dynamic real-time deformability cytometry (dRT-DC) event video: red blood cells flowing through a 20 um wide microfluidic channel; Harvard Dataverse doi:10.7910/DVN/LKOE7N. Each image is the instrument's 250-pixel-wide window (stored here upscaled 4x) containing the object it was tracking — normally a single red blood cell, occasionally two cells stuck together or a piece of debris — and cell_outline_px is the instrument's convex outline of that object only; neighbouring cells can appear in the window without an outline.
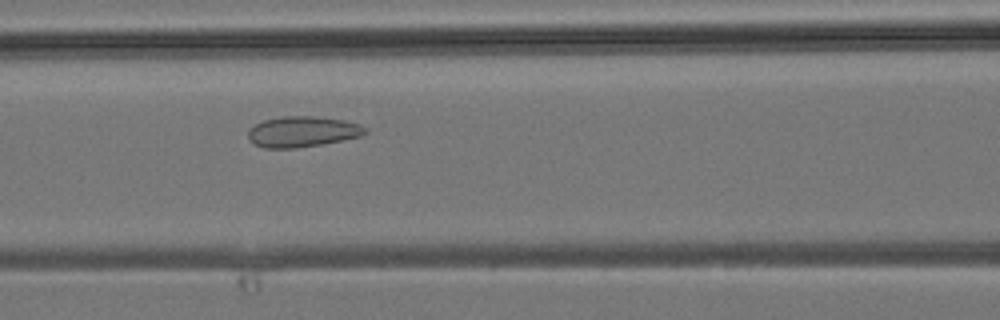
{"species": "common noctule bat (a hibernating species)", "species_latin": "Nyctalus noctula", "temperature_condition": "room temperature", "stored_images_in_passage": 32, "camera_frame_rate_fps": 3000, "um_per_image_px": 0.085, "animal": {"sex": "male", "body_mass_g": 19.2, "forearm_length_mm": 51.8}, "frame": {"image": 1, "passage_image": 8, "time_ms": 2.333, "image_size_px": [1000, 320], "cell_outline_px": [[368, 132], [360, 136], [320, 144], [296, 148], [264, 148], [256, 144], [248, 136], [248, 128], [264, 120], [284, 116], [312, 116], [344, 120], [360, 124], [368, 128]], "centroid_in_image_um": [25.72, 11.18], "position_along_channel_um": 140.9, "area_um2": 20.75}}
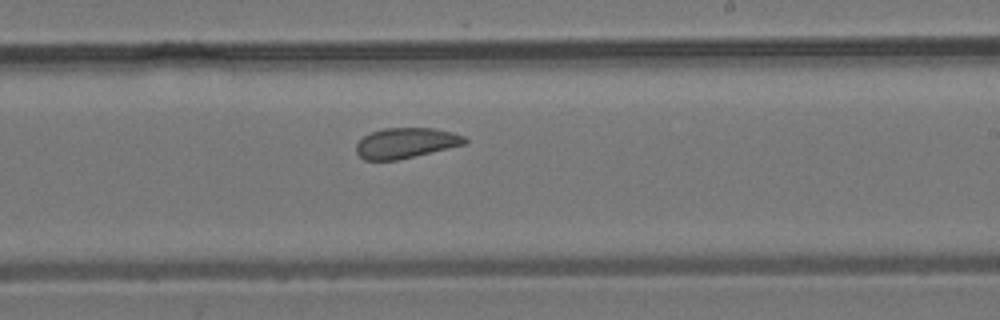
{"frame": {"image": 2, "passage_image": 15, "time_ms": 4.667, "image_size_px": [1000, 320], "cell_outline_px": [[468, 140], [464, 144], [396, 160], [364, 160], [356, 152], [356, 144], [364, 136], [372, 132], [384, 128], [436, 128], [452, 132], [464, 136]], "centroid_in_image_um": [34.48, 12.14], "position_along_channel_um": 254.5, "area_um2": 18.96}}
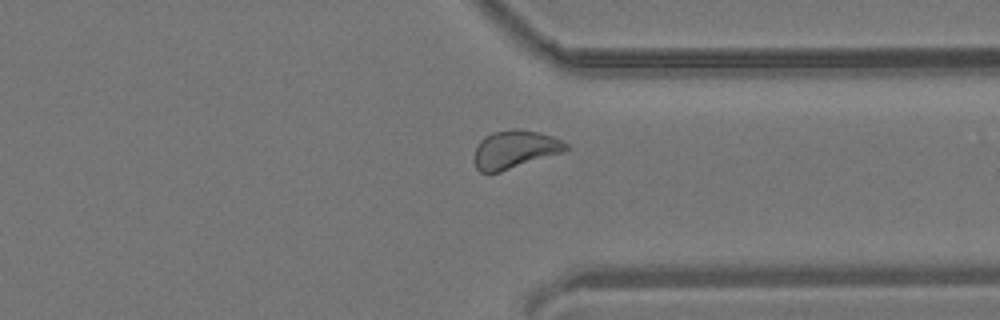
{"frame": {"image": 3, "passage_image": 22, "time_ms": 7.0, "image_size_px": [1000, 320], "cell_outline_px": [[572, 148], [568, 152], [500, 172], [480, 172], [476, 168], [472, 160], [476, 148], [480, 140], [484, 136], [492, 132], [512, 128], [516, 128], [536, 132], [552, 136], [568, 144]], "centroid_in_image_um": [43.8, 12.71], "position_along_channel_um": 367.6, "area_um2": 20.92}}